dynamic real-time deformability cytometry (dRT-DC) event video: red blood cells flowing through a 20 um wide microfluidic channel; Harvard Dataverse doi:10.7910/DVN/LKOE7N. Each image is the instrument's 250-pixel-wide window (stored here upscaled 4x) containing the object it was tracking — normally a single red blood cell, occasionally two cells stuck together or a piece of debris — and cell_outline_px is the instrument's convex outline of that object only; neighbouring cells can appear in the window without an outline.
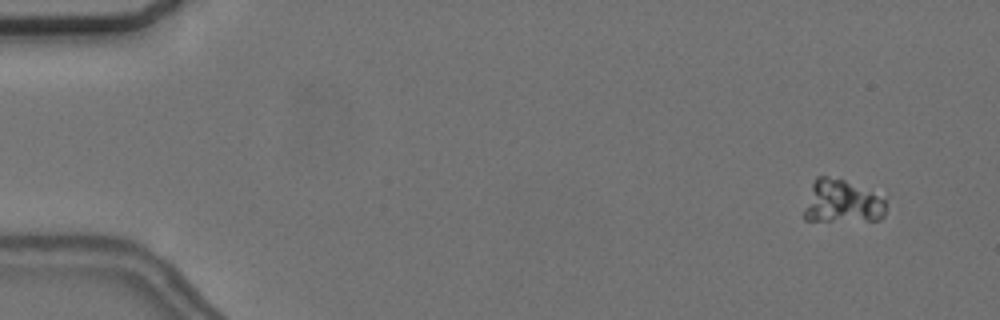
{"species": "common noctule bat (a hibernating species)", "species_latin": "Nyctalus noctula", "temperature_condition": "cold", "stored_images_in_passage": 15, "camera_frame_rate_fps": 3000, "um_per_image_px": 0.085, "animal": {"sex": "female", "body_mass_g": 24.6, "forearm_length_mm": 56.2}, "frame": {"image": 1, "passage_image": 5, "time_ms": 1.333, "image_size_px": [1000, 320], "cell_outline_px": [[884, 216], [880, 220], [804, 220], [804, 208], [812, 184], [816, 176], [824, 176], [844, 180], [884, 200]], "centroid_in_image_um": [71.51, 17.15], "position_along_channel_um": 13.5, "area_um2": 19.77}}